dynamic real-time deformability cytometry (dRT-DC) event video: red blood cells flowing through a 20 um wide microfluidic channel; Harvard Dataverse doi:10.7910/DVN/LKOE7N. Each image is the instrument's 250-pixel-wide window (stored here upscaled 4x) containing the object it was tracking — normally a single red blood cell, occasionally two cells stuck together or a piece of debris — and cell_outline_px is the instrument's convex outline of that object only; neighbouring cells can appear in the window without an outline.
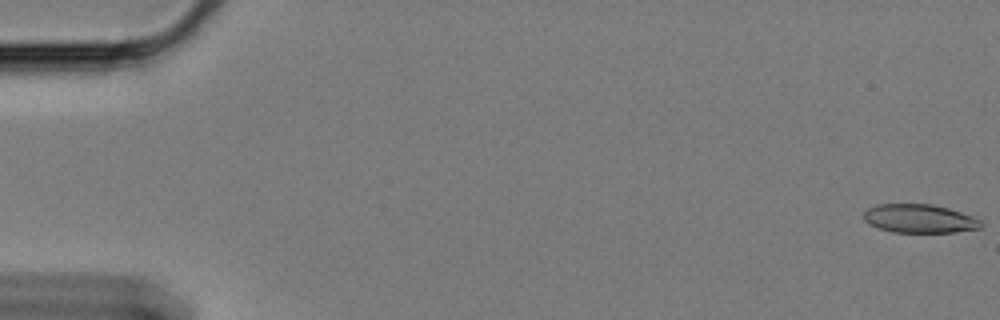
{"species": "Egyptian fruit bat (a non-hibernating species)", "species_latin": "Rousettus aegyptiacus", "temperature_condition": "cold", "stored_images_in_passage": 61, "camera_frame_rate_fps": 3000, "um_per_image_px": 0.085, "animal": {"sex": "female"}, "frame": {"image": 1, "passage_image": 1, "time_ms": 0.0, "image_size_px": [1000, 320], "cell_outline_px": [[980, 228], [956, 232], [892, 232], [868, 224], [864, 220], [864, 212], [868, 208], [876, 204], [932, 204], [948, 208], [972, 216], [980, 220]], "centroid_in_image_um": [78.12, 18.58], "position_along_channel_um": 6.9, "area_um2": 19.42}}
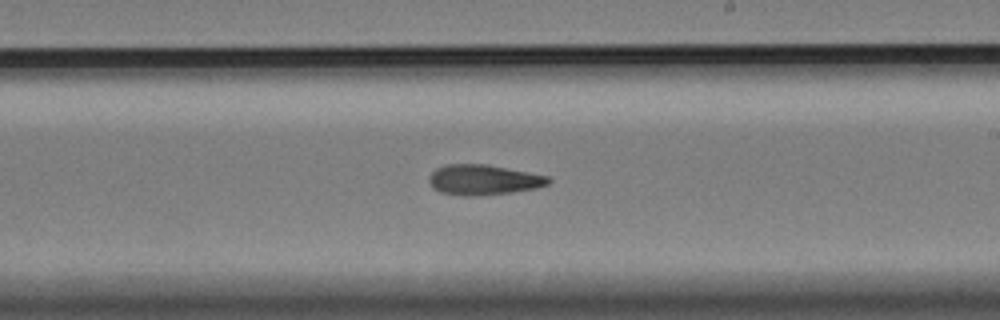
{"frame": {"image": 2, "passage_image": 36, "time_ms": 11.667, "image_size_px": [1000, 320], "cell_outline_px": [[552, 180], [548, 184], [536, 188], [512, 192], [480, 196], [460, 196], [440, 192], [428, 180], [432, 172], [436, 168], [448, 164], [484, 164], [548, 176]], "centroid_in_image_um": [41.09, 15.29], "position_along_channel_um": 247.9, "area_um2": 20.87}}
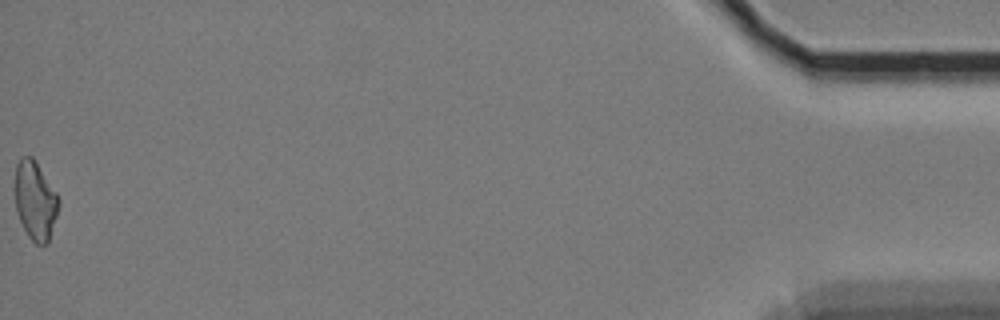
{"frame": {"image": 3, "passage_image": 61, "time_ms": 20.0, "image_size_px": [1000, 320], "cell_outline_px": [[60, 204], [48, 244], [36, 244], [28, 236], [16, 212], [12, 188], [16, 164], [20, 156], [32, 156], [56, 192], [60, 200]], "centroid_in_image_um": [2.95, 17.02], "position_along_channel_um": 432.3, "area_um2": 20.58}, "authors_computed_cell_mechanics": {"area_um2": 20.6346, "velocity_mm_per_s": 3.3374, "shape_relaxation_time_tau1_ms": null, "shape_relaxation_time_tau2_ms": 6.2991, "deformation_change_tau1": null, "deformation_change_tau2": 0.163}}